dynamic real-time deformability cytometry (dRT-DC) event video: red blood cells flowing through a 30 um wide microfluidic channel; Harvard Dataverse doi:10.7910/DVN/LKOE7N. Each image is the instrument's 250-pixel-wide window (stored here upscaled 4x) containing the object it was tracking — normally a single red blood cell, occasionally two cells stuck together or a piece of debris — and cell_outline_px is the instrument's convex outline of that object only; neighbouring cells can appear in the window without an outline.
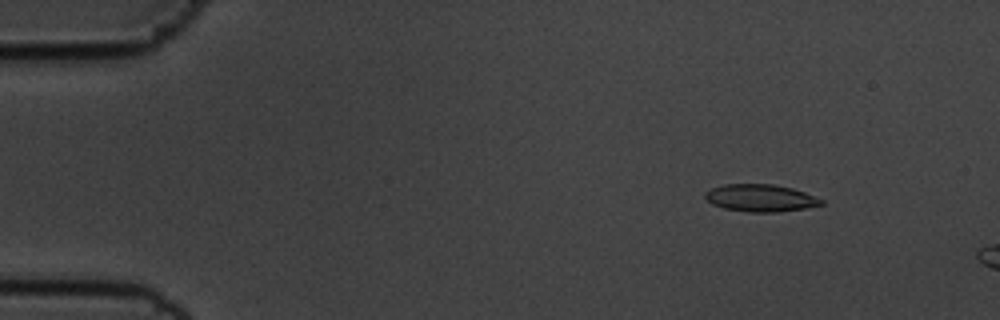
{"species": "common noctule bat (a hibernating species)", "species_latin": "Nyctalus noctula", "temperature_condition": "cold", "stored_images_in_passage": 9, "camera_frame_rate_fps": 3000, "um_per_image_px": 0.085, "animal": {"sex": "male", "body_mass_g": 19.5, "forearm_length_mm": 54.6}, "frame": {"image": 1, "passage_image": 4, "time_ms": 1.0, "image_size_px": [1000, 320], "cell_outline_px": [[824, 204], [804, 208], [776, 212], [748, 212], [724, 208], [712, 204], [704, 196], [704, 192], [712, 188], [724, 184], [772, 184], [792, 188], [804, 192], [824, 200]], "centroid_in_image_um": [64.63, 16.82], "position_along_channel_um": 20.4, "area_um2": 18.38}}